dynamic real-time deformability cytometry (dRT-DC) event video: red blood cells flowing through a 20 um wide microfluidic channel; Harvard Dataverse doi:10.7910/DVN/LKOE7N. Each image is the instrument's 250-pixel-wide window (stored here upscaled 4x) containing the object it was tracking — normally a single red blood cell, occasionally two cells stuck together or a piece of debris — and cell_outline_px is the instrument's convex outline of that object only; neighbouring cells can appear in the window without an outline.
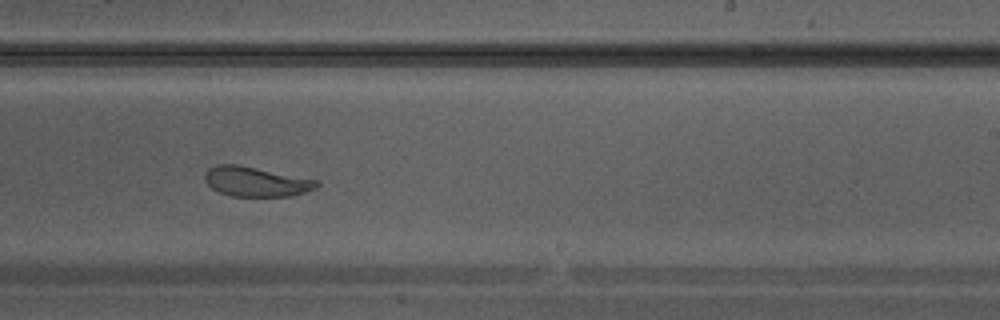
{"species": "Egyptian fruit bat (a non-hibernating species)", "species_latin": "Rousettus aegyptiacus", "temperature_condition": "warm", "stored_images_in_passage": 34, "camera_frame_rate_fps": 3000, "um_per_image_px": 0.085, "animal": {"sex": "male"}, "frame": {"image": 1, "passage_image": 20, "time_ms": 6.333, "image_size_px": [1000, 320], "cell_outline_px": [[320, 184], [316, 188], [292, 196], [232, 196], [220, 192], [212, 188], [204, 180], [204, 176], [208, 168], [216, 164], [236, 164], [316, 180]], "centroid_in_image_um": [21.72, 15.44], "position_along_channel_um": 267.3, "area_um2": 19.13}}